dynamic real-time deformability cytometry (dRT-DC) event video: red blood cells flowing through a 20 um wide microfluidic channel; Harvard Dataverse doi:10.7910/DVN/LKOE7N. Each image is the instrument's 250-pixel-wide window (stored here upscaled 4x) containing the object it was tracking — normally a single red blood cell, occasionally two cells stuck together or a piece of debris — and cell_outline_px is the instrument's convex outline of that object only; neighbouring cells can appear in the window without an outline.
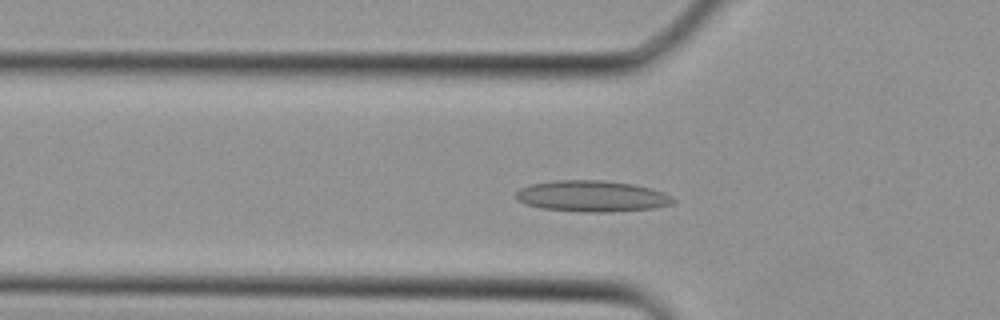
{"species": "Egyptian fruit bat (a non-hibernating species)", "species_latin": "Rousettus aegyptiacus", "temperature_condition": "cold", "stored_images_in_passage": 32, "camera_frame_rate_fps": 3000, "um_per_image_px": 0.085, "animal": {"sex": "female"}, "frame": {"image": 1, "passage_image": 8, "time_ms": 2.333, "image_size_px": [1000, 320], "cell_outline_px": [[676, 200], [672, 204], [652, 208], [608, 212], [580, 212], [540, 208], [516, 200], [512, 196], [520, 188], [532, 184], [556, 180], [600, 180], [632, 184], [664, 192], [672, 196]], "centroid_in_image_um": [50.28, 16.68], "position_along_channel_um": 75.5, "area_um2": 28.55}}
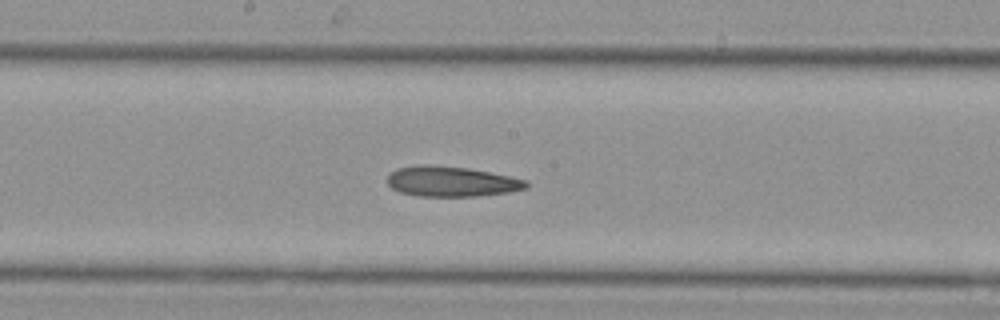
{"frame": {"image": 2, "passage_image": 15, "time_ms": 4.667, "image_size_px": [1000, 320], "cell_outline_px": [[528, 188], [508, 192], [476, 196], [420, 196], [400, 192], [392, 188], [388, 184], [388, 176], [396, 168], [420, 164], [428, 164], [468, 168], [528, 180]], "centroid_in_image_um": [38.36, 15.42], "position_along_channel_um": 209.8, "area_um2": 24.39}}
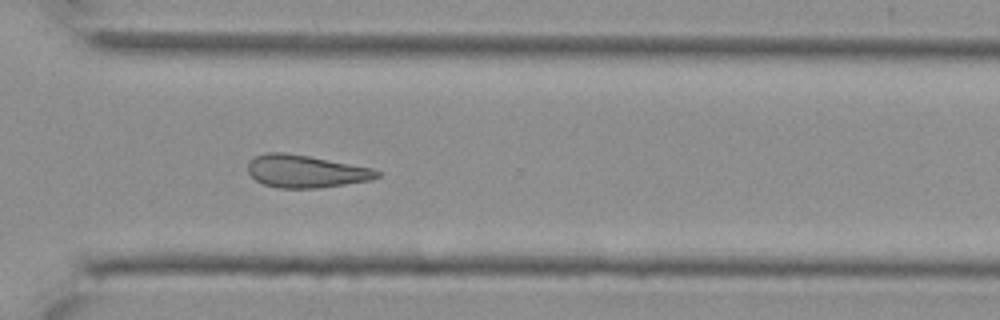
{"frame": {"image": 3, "passage_image": 22, "time_ms": 7.0, "image_size_px": [1000, 320], "cell_outline_px": [[380, 176], [372, 180], [320, 188], [280, 188], [264, 184], [256, 180], [248, 172], [248, 164], [256, 156], [264, 152], [284, 152], [308, 156], [372, 168], [380, 172]], "centroid_in_image_um": [26.0, 14.56], "position_along_channel_um": 344.6, "area_um2": 24.39}}